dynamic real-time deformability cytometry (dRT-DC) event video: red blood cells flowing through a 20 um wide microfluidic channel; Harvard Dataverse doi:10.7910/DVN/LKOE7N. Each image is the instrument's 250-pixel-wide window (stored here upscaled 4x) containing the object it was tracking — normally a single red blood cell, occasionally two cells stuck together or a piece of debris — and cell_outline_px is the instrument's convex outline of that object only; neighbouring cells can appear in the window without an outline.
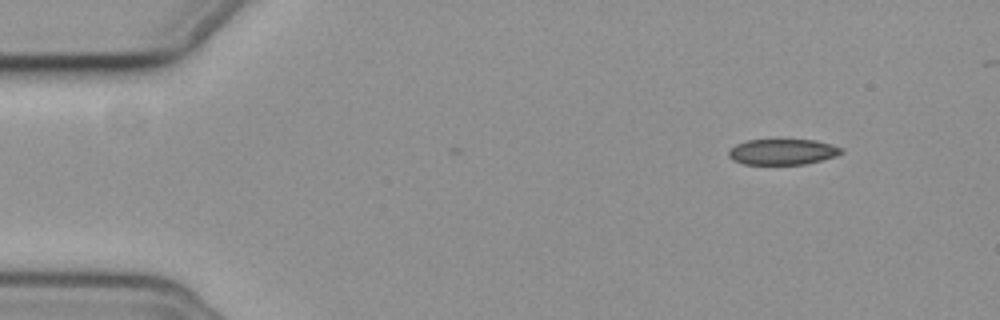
{"species": "common noctule bat (a hibernating species)", "species_latin": "Nyctalus noctula", "temperature_condition": "cold", "stored_images_in_passage": 44, "camera_frame_rate_fps": 3000, "um_per_image_px": 0.085, "animal": {"sex": "female", "body_mass_g": 19.3, "forearm_length_mm": 54.1}, "frame": {"image": 1, "passage_image": 1, "time_ms": 0.0, "image_size_px": [1000, 320], "cell_outline_px": [[844, 152], [836, 156], [804, 164], [744, 164], [732, 160], [728, 156], [728, 152], [736, 144], [748, 140], [816, 140], [832, 144], [844, 148]], "centroid_in_image_um": [66.54, 12.9], "position_along_channel_um": 18.5, "area_um2": 16.88}}
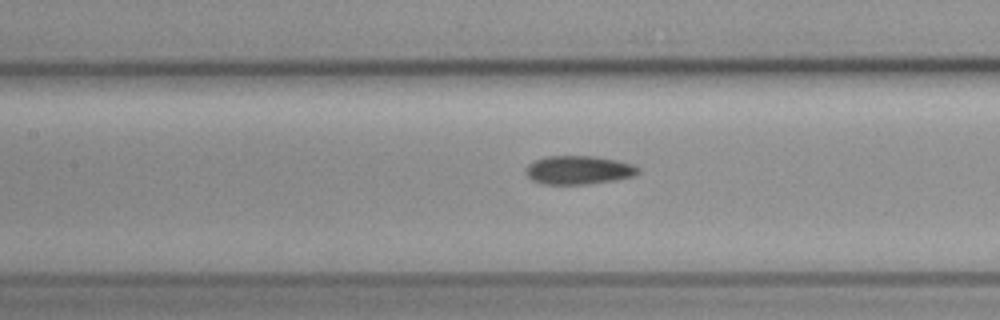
{"frame": {"image": 2, "passage_image": 20, "time_ms": 6.333, "image_size_px": [1000, 320], "cell_outline_px": [[640, 172], [636, 176], [616, 180], [588, 184], [544, 184], [532, 180], [524, 172], [524, 168], [528, 164], [536, 160], [548, 156], [596, 156], [616, 160], [632, 164], [640, 168]], "centroid_in_image_um": [49.2, 14.46], "position_along_channel_um": 158.2, "area_um2": 18.9}}
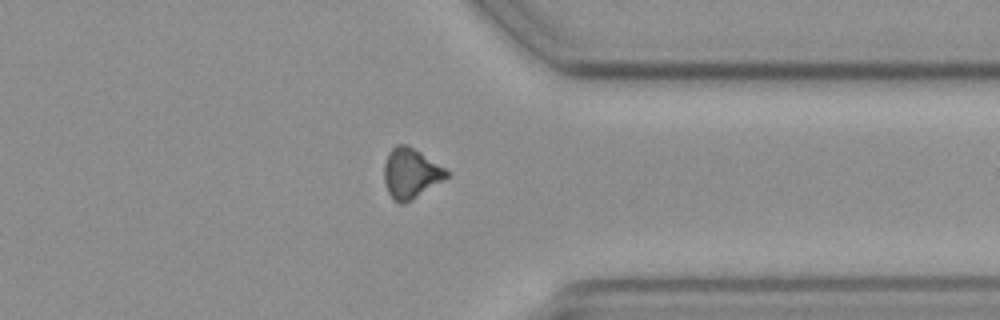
{"frame": {"image": 3, "passage_image": 38, "time_ms": 12.333, "image_size_px": [1000, 320], "cell_outline_px": [[452, 176], [412, 200], [404, 204], [400, 204], [388, 192], [384, 180], [384, 164], [388, 152], [396, 144], [408, 144], [452, 172]], "centroid_in_image_um": [34.97, 14.72], "position_along_channel_um": 376.4, "area_um2": 18.61}, "authors_computed_cell_mechanics": {"area_um2": 18.2359, "velocity_mm_per_s": 3.7354, "shape_relaxation_time_tau1_ms": 3.8606, "shape_relaxation_time_tau2_ms": null, "deformation_change_tau1": 0.0923, "deformation_change_tau2": null}}